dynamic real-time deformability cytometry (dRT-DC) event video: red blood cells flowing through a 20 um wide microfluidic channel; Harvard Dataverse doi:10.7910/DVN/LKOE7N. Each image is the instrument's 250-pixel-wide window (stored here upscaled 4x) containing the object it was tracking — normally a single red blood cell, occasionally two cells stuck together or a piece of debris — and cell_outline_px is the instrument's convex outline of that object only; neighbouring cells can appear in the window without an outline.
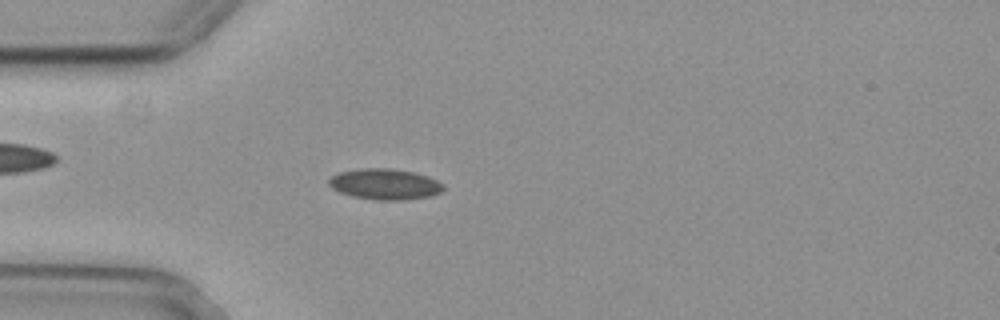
{"species": "common noctule bat (a hibernating species)", "species_latin": "Nyctalus noctula", "temperature_condition": "cold", "stored_images_in_passage": 44, "camera_frame_rate_fps": 3000, "um_per_image_px": 0.085, "animal": {"sex": "female", "body_mass_g": 29.2, "forearm_length_mm": 56.3}, "frame": {"image": 1, "passage_image": 4, "time_ms": 1.0, "image_size_px": [1000, 320], "cell_outline_px": [[444, 188], [440, 192], [428, 196], [404, 200], [376, 200], [352, 196], [340, 192], [332, 188], [328, 184], [328, 180], [332, 176], [340, 172], [360, 168], [388, 168], [416, 172], [428, 176], [444, 184]], "centroid_in_image_um": [32.71, 15.65], "position_along_channel_um": 52.3, "area_um2": 20.58}}
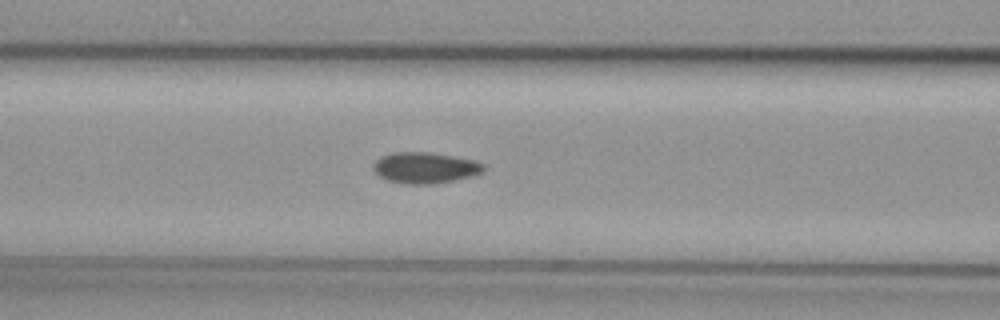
{"frame": {"image": 2, "passage_image": 11, "time_ms": 3.333, "image_size_px": [1000, 320], "cell_outline_px": [[484, 172], [452, 180], [432, 184], [404, 184], [388, 180], [380, 176], [372, 168], [376, 160], [380, 156], [392, 152], [428, 152], [476, 160], [484, 164]], "centroid_in_image_um": [36.11, 14.25], "position_along_channel_um": 130.5, "area_um2": 19.83}}
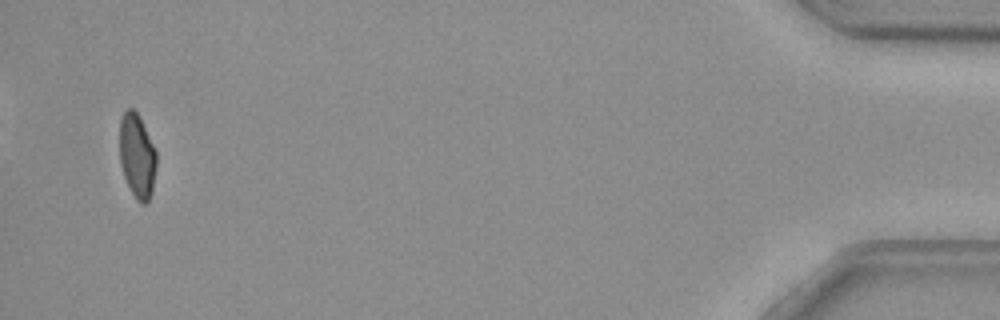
{"frame": {"image": 3, "passage_image": 42, "time_ms": 13.667, "image_size_px": [1000, 320], "cell_outline_px": [[156, 164], [152, 192], [148, 200], [144, 204], [140, 204], [136, 200], [124, 176], [120, 164], [120, 120], [124, 112], [128, 108], [132, 108], [140, 116], [156, 152]], "centroid_in_image_um": [11.65, 13.25], "position_along_channel_um": 423.6, "area_um2": 17.98}}